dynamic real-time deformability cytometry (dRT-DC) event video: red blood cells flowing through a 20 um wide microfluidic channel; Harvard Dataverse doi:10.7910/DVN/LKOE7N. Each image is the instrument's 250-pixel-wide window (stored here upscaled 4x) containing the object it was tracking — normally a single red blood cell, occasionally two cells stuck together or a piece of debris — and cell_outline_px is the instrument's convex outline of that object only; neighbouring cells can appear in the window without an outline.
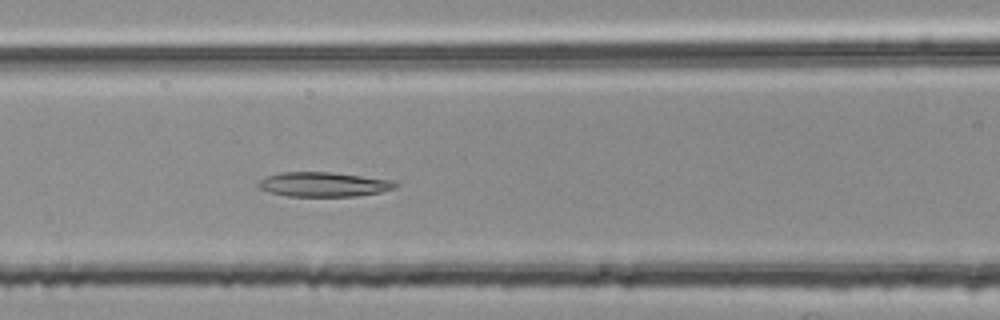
{"species": "common noctule bat (a hibernating species)", "species_latin": "Nyctalus noctula", "temperature_condition": "room temperature", "stored_images_in_passage": 52, "segment_of_instrument_passage": [2, 2], "camera_frame_rate_fps": 3000, "um_per_image_px": 0.085, "animal": {"sex": "female", "body_mass_g": 25.1}, "frame": {"image": 1, "passage_image": 23, "time_ms": 7.333, "image_size_px": [1000, 320], "cell_outline_px": [[400, 184], [396, 188], [380, 192], [356, 196], [288, 196], [272, 192], [260, 188], [256, 184], [260, 180], [268, 176], [280, 172], [332, 172], [392, 180]], "centroid_in_image_um": [27.55, 15.67], "position_along_channel_um": 139.1, "area_um2": 19.48}}
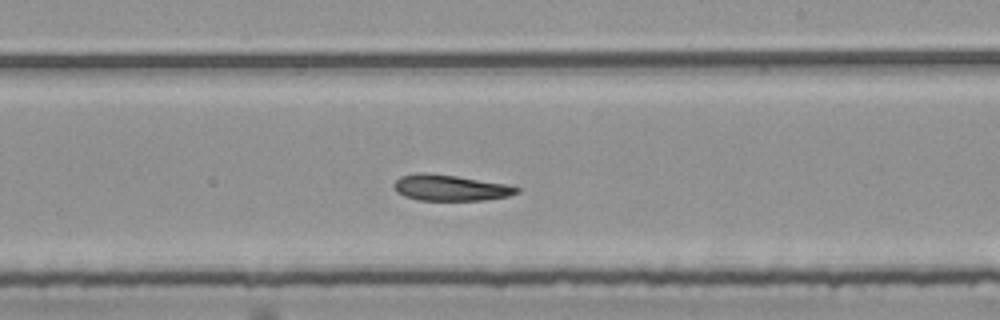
{"frame": {"image": 2, "passage_image": 32, "time_ms": 10.333, "image_size_px": [1000, 320], "cell_outline_px": [[520, 192], [508, 196], [484, 200], [420, 200], [404, 196], [396, 192], [392, 184], [400, 176], [420, 172], [424, 172], [456, 176], [508, 184], [520, 188]], "centroid_in_image_um": [38.27, 15.96], "position_along_channel_um": 250.7, "area_um2": 18.67}}
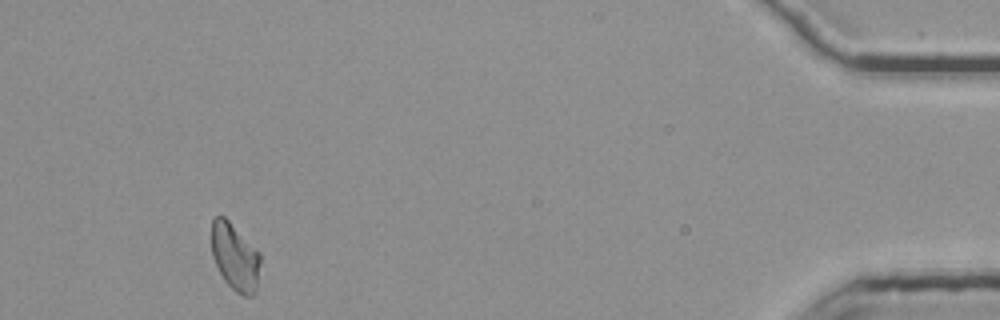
{"frame": {"image": 3, "passage_image": 51, "time_ms": 16.667, "image_size_px": [1000, 320], "cell_outline_px": [[260, 264], [256, 292], [252, 296], [244, 296], [236, 292], [224, 280], [212, 256], [212, 216], [224, 216], [260, 252]], "centroid_in_image_um": [19.98, 21.84], "position_along_channel_um": 415.2, "area_um2": 19.07}}